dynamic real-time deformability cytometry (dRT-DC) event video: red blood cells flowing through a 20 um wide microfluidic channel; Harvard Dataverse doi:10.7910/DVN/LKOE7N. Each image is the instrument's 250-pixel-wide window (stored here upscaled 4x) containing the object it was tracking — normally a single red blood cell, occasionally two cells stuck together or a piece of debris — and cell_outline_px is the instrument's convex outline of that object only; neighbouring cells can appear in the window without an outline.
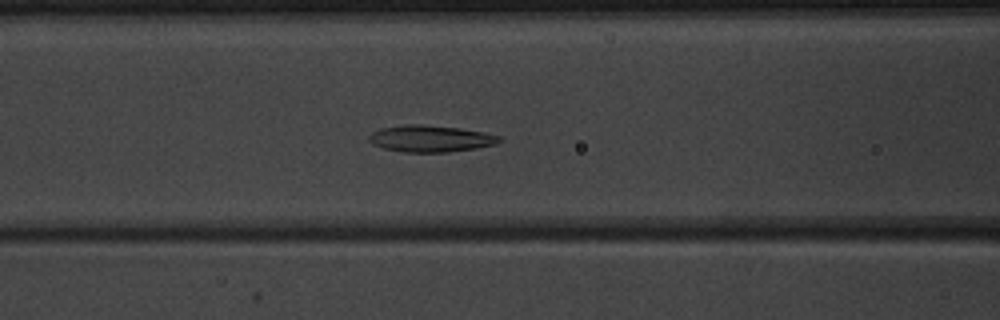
{"species": "common noctule bat (a hibernating species)", "species_latin": "Nyctalus noctula", "temperature_condition": "warm", "stored_images_in_passage": 51, "segment_of_instrument_passage": [1, 2], "camera_frame_rate_fps": 3000, "um_per_image_px": 0.085, "animal": {"sex": "male", "body_mass_g": 20.1, "forearm_length_mm": 53.5}, "frame": {"image": 1, "passage_image": 21, "time_ms": 6.667, "image_size_px": [1000, 320], "cell_outline_px": [[504, 140], [496, 144], [476, 148], [448, 152], [404, 152], [384, 148], [372, 144], [368, 140], [368, 136], [372, 132], [380, 128], [404, 124], [420, 124], [460, 128], [484, 132], [500, 136]], "centroid_in_image_um": [36.6, 11.78], "position_along_channel_um": 130.0, "area_um2": 20.4}}
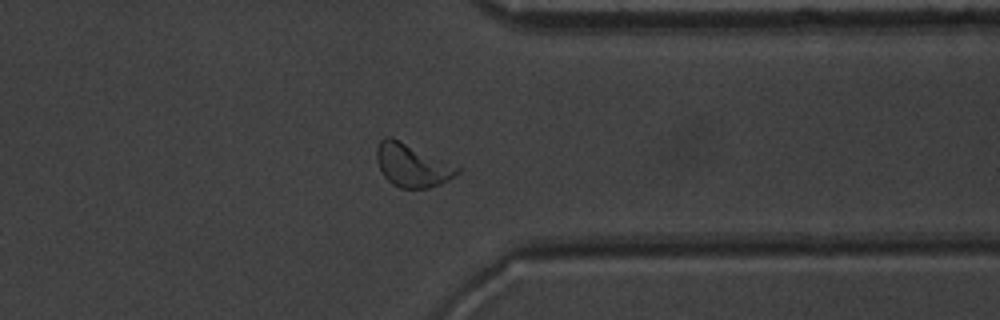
{"frame": {"image": 2, "passage_image": 40, "time_ms": 13.0, "image_size_px": [1000, 320], "cell_outline_px": [[464, 168], [460, 172], [448, 180], [440, 184], [428, 188], [400, 188], [392, 184], [384, 176], [376, 160], [376, 148], [380, 140], [384, 136], [392, 136]], "centroid_in_image_um": [35.05, 14.02], "position_along_channel_um": 376.4, "area_um2": 20.63}}
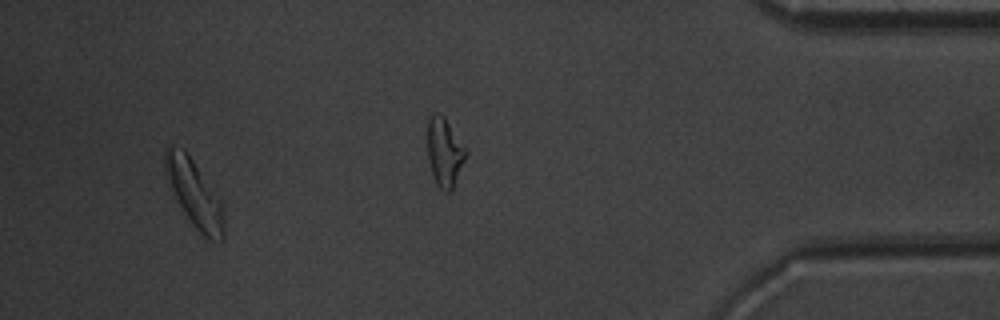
{"frame": {"image": 3, "passage_image": 48, "time_ms": 15.667, "image_size_px": [1000, 320], "cell_outline_px": [[224, 240], [208, 244], [192, 224], [176, 200], [164, 176], [164, 148], [168, 144], [172, 144], [184, 148], [224, 204]], "centroid_in_image_um": [16.52, 16.49], "position_along_channel_um": 418.7, "area_um2": 23.93}}